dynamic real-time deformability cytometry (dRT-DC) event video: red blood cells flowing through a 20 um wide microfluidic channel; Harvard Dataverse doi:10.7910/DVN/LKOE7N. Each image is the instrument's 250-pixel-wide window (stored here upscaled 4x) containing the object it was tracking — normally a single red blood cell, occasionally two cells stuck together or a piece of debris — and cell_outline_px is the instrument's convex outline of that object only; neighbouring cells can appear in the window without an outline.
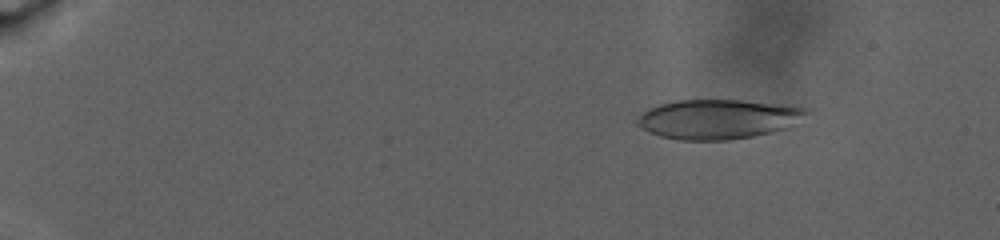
{"species": "human", "species_latin": "Homo sapiens", "temperature_condition": "warm", "stored_images_in_passage": 86, "camera_frame_rate_fps": 3000, "um_per_image_px": 0.085, "donor": {"sex": "male"}, "frame": {"image": 1, "passage_image": 12, "time_ms": 3.667, "image_size_px": [1000, 240], "cell_outline_px": [[812, 112], [788, 128], [772, 132], [752, 136], [728, 140], [676, 140], [660, 136], [648, 132], [636, 124], [636, 120], [648, 108], [660, 104], [676, 100], [740, 100], [812, 108]], "centroid_in_image_um": [61.06, 10.13], "position_along_channel_um": 23.9, "area_um2": 39.19}}
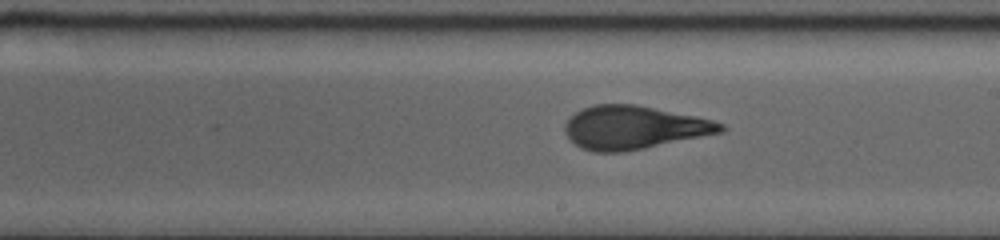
{"frame": {"image": 2, "passage_image": 54, "time_ms": 17.667, "image_size_px": [1000, 240], "cell_outline_px": [[728, 128], [724, 132], [624, 152], [592, 152], [580, 148], [564, 132], [564, 124], [576, 112], [584, 108], [596, 104], [636, 104], [696, 116], [712, 120], [724, 124]], "centroid_in_image_um": [53.9, 10.84], "position_along_channel_um": 235.1, "area_um2": 39.3}}
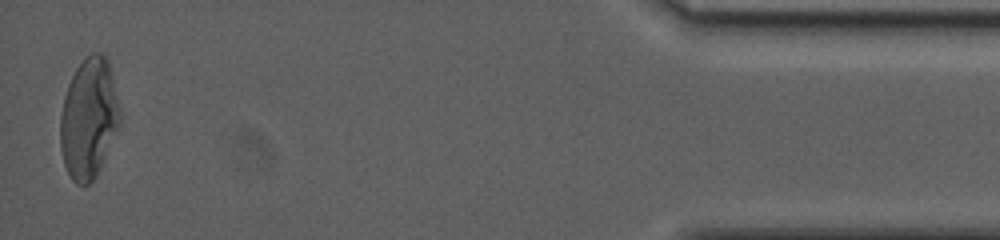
{"frame": {"image": 3, "passage_image": 85, "time_ms": 28.0, "image_size_px": [1000, 240], "cell_outline_px": [[120, 124], [92, 180], [88, 184], [76, 184], [72, 180], [64, 164], [60, 148], [60, 116], [64, 96], [68, 84], [76, 68], [84, 56], [92, 52], [100, 52], [108, 60], [120, 108]], "centroid_in_image_um": [7.52, 10.0], "position_along_channel_um": 427.7, "area_um2": 41.38}, "authors_computed_cell_mechanics": {"area_um2": 39.3618, "velocity_mm_per_s": 2.5211, "shape_relaxation_time_tau1_ms": null, "shape_relaxation_time_tau2_ms": 1.4089, "deformation_change_tau1": null, "deformation_change_tau2": 0.0943}}